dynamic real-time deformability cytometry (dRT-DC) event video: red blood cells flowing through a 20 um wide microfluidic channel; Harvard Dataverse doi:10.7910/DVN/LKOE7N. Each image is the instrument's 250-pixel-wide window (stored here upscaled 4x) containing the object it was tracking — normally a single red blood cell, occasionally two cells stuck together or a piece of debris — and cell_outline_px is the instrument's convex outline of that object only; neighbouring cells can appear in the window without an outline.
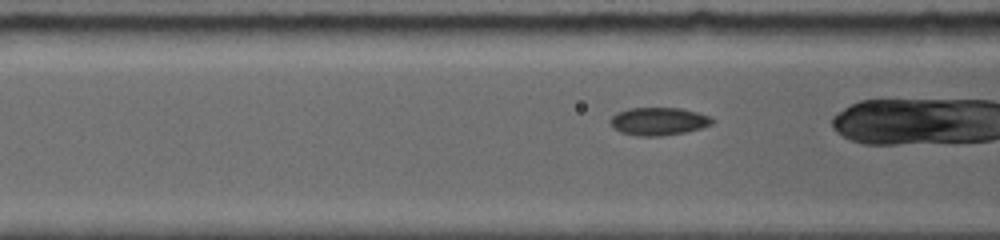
{"species": "common noctule bat (a hibernating species)", "species_latin": "Nyctalus noctula", "temperature_condition": "room temperature", "stored_images_in_passage": 36, "camera_frame_rate_fps": 5000, "um_per_image_px": 0.085, "animal": {"sex": "female", "body_mass_g": 19.0, "forearm_length_mm": 56.7}, "frame": {"image": 1, "passage_image": 6, "time_ms": 1.2, "image_size_px": [1000, 240], "cell_outline_px": [[716, 120], [712, 124], [688, 132], [660, 136], [636, 136], [620, 132], [608, 120], [616, 112], [628, 108], [680, 108], [696, 112], [708, 116]], "centroid_in_image_um": [55.97, 10.31], "position_along_channel_um": 110.6, "area_um2": 16.59}}
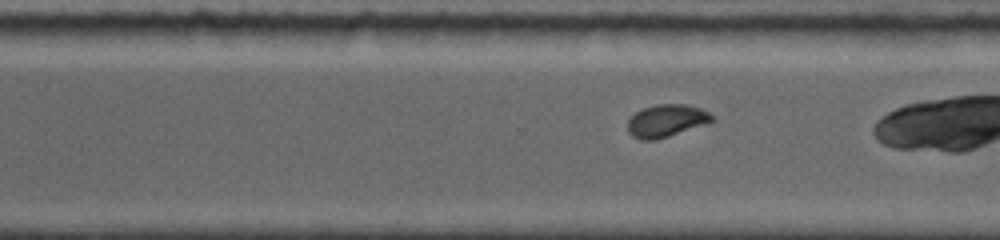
{"frame": {"image": 2, "passage_image": 26, "time_ms": 6.4, "image_size_px": [1000, 240], "cell_outline_px": [[716, 120], [708, 124], [656, 140], [640, 140], [632, 136], [628, 132], [628, 120], [636, 112], [644, 108], [656, 104], [684, 104], [700, 108], [716, 116]], "centroid_in_image_um": [56.69, 10.27], "position_along_channel_um": 313.9, "area_um2": 16.18}, "authors_computed_cell_mechanics": {"area_um2": 16.5019, "velocity_mm_per_s": 3.9171, "shape_relaxation_time_tau1_ms": 7.0352, "shape_relaxation_time_tau2_ms": 1.2451, "deformation_change_tau1": 0.1596, "deformation_change_tau2": 0.0395}}